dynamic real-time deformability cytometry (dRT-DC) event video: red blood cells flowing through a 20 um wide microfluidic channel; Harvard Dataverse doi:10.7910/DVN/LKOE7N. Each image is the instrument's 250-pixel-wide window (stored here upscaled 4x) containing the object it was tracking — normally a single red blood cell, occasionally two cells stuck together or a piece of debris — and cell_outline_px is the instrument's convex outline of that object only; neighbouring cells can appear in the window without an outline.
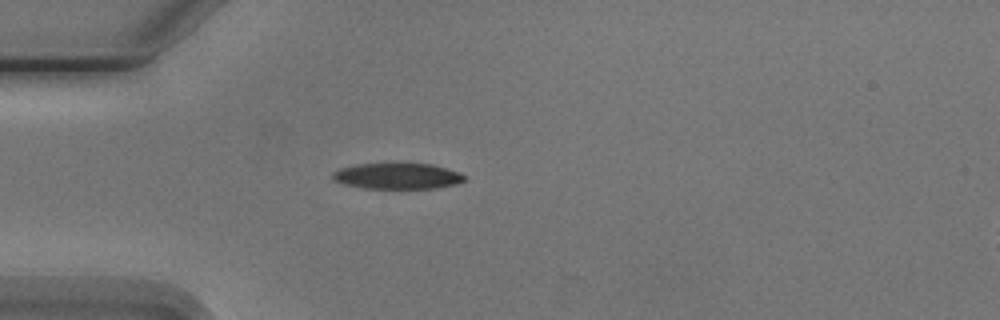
{"species": "Egyptian fruit bat (a non-hibernating species)", "species_latin": "Rousettus aegyptiacus", "temperature_condition": "cold", "stored_images_in_passage": 2, "camera_frame_rate_fps": 3000, "um_per_image_px": 0.085, "animal": {"sex": "male"}, "frame": {"image": 1, "passage_image": 1, "time_ms": 0.0, "image_size_px": [1000, 320], "cell_outline_px": [[464, 180], [452, 184], [436, 188], [364, 188], [344, 184], [332, 180], [332, 172], [340, 168], [352, 164], [392, 160], [432, 164], [448, 168], [460, 172], [464, 176]], "centroid_in_image_um": [33.7, 14.89], "position_along_channel_um": 51.3, "area_um2": 20.92}}